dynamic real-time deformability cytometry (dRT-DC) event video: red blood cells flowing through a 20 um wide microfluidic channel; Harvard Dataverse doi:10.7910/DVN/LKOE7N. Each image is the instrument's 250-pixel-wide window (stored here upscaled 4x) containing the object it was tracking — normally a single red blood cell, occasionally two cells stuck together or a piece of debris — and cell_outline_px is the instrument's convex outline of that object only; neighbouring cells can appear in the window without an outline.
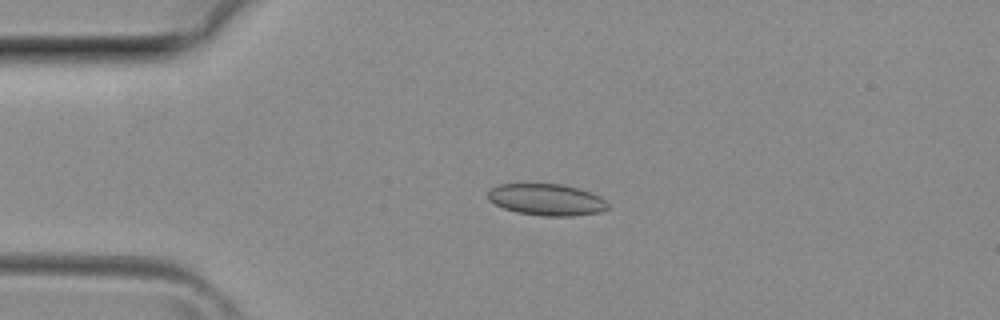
{"species": "common noctule bat (a hibernating species)", "species_latin": "Nyctalus noctula", "temperature_condition": "room temperature", "stored_images_in_passage": 23, "camera_frame_rate_fps": 3000, "um_per_image_px": 0.085, "animal": {"sex": "female", "body_mass_g": 29.2, "forearm_length_mm": 56.3}, "frame": {"image": 1, "passage_image": 8, "time_ms": 2.333, "image_size_px": [1000, 320], "cell_outline_px": [[608, 208], [600, 212], [572, 216], [544, 216], [516, 212], [504, 208], [488, 200], [488, 192], [492, 188], [500, 184], [564, 184], [580, 188], [592, 192], [600, 196], [608, 204]], "centroid_in_image_um": [46.49, 16.97], "position_along_channel_um": 38.5, "area_um2": 22.14}}
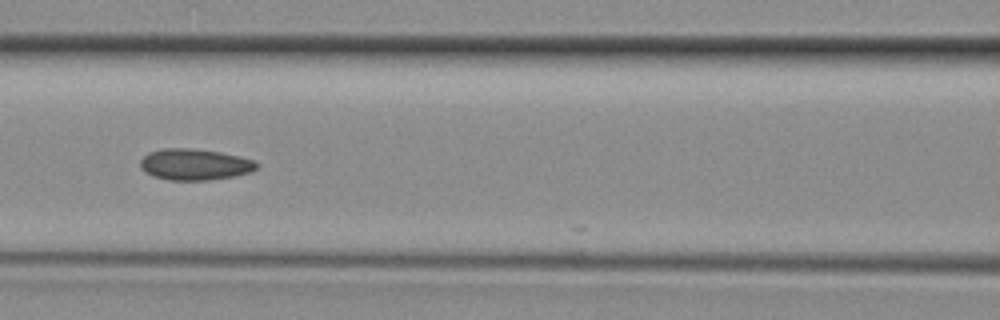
{"frame": {"image": 2, "passage_image": 16, "time_ms": 5.0, "image_size_px": [1000, 320], "cell_outline_px": [[260, 164], [252, 172], [236, 176], [208, 180], [168, 180], [152, 176], [144, 172], [140, 168], [140, 160], [148, 152], [164, 148], [192, 148], [220, 152], [240, 156], [256, 160]], "centroid_in_image_um": [16.57, 13.98], "position_along_channel_um": 150.0, "area_um2": 21.56}}
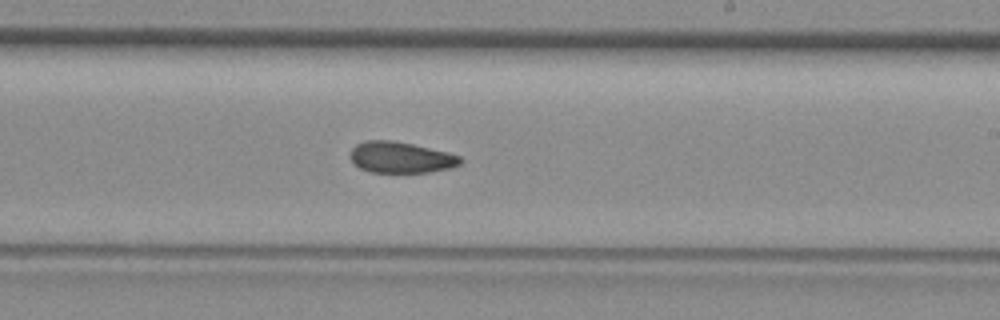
{"frame": {"image": 3, "passage_image": 22, "time_ms": 7.0, "image_size_px": [1000, 320], "cell_outline_px": [[464, 160], [460, 164], [452, 168], [428, 172], [368, 172], [352, 164], [348, 156], [352, 148], [356, 144], [368, 140], [392, 140], [412, 144], [448, 152], [460, 156]], "centroid_in_image_um": [34.04, 13.38], "position_along_channel_um": 255.0, "area_um2": 20.23}}